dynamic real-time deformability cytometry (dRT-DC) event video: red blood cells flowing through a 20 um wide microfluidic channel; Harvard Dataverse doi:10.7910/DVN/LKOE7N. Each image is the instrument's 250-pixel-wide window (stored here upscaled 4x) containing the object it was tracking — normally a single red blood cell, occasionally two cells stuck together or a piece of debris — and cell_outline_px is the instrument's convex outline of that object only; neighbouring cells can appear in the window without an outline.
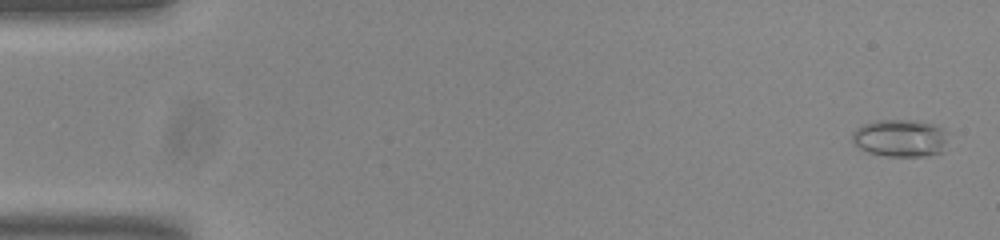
{"species": "common noctule bat (a hibernating species)", "species_latin": "Nyctalus noctula", "temperature_condition": "room temperature", "stored_images_in_passage": 55, "camera_frame_rate_fps": 3000, "um_per_image_px": 0.085, "animal": {"sex": "male", "body_mass_g": 20.0, "forearm_length_mm": 53.3}, "frame": {"image": 1, "passage_image": 2, "time_ms": 0.333, "image_size_px": [1000, 240], "cell_outline_px": [[944, 152], [928, 156], [888, 156], [868, 152], [860, 148], [852, 140], [852, 132], [856, 128], [864, 124], [876, 120], [916, 120], [936, 124], [944, 128]], "centroid_in_image_um": [76.52, 11.73], "position_along_channel_um": 8.5, "area_um2": 20.92}}
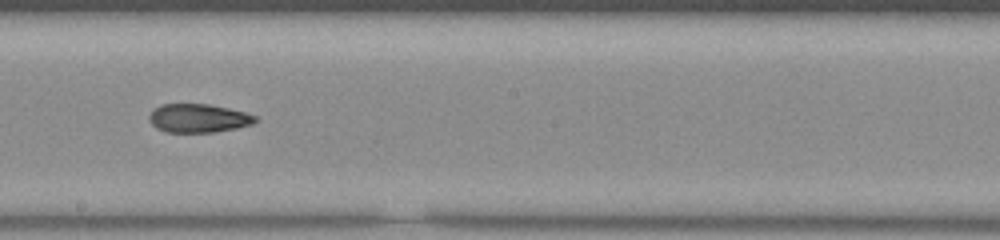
{"frame": {"image": 2, "passage_image": 31, "time_ms": 10.0, "image_size_px": [1000, 240], "cell_outline_px": [[260, 120], [252, 124], [236, 128], [216, 132], [164, 132], [156, 128], [148, 120], [148, 116], [152, 108], [160, 104], [208, 104], [228, 108], [244, 112], [256, 116]], "centroid_in_image_um": [16.83, 10.04], "position_along_channel_um": 231.4, "area_um2": 17.92}}
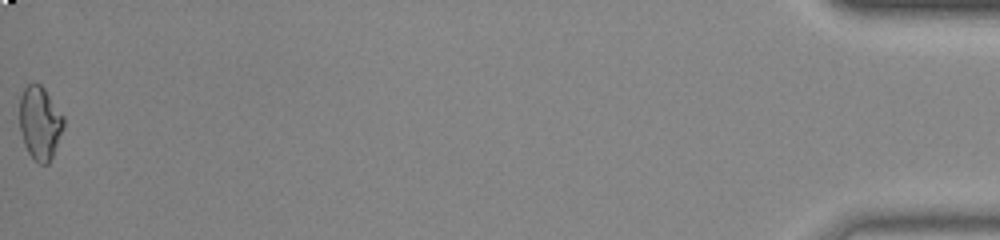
{"frame": {"image": 3, "passage_image": 55, "time_ms": 18.0, "image_size_px": [1000, 240], "cell_outline_px": [[64, 128], [52, 156], [48, 164], [40, 164], [28, 152], [24, 144], [20, 128], [20, 96], [24, 88], [28, 84], [40, 84], [44, 88], [64, 116]], "centroid_in_image_um": [3.4, 10.44], "position_along_channel_um": 431.8, "area_um2": 18.67}, "authors_computed_cell_mechanics": {"area_um2": 18.496, "velocity_mm_per_s": 3.7747, "shape_relaxation_time_tau1_ms": 10.3507, "shape_relaxation_time_tau2_ms": 2.0384, "deformation_change_tau1": 0.2579, "deformation_change_tau2": 0.0905}}